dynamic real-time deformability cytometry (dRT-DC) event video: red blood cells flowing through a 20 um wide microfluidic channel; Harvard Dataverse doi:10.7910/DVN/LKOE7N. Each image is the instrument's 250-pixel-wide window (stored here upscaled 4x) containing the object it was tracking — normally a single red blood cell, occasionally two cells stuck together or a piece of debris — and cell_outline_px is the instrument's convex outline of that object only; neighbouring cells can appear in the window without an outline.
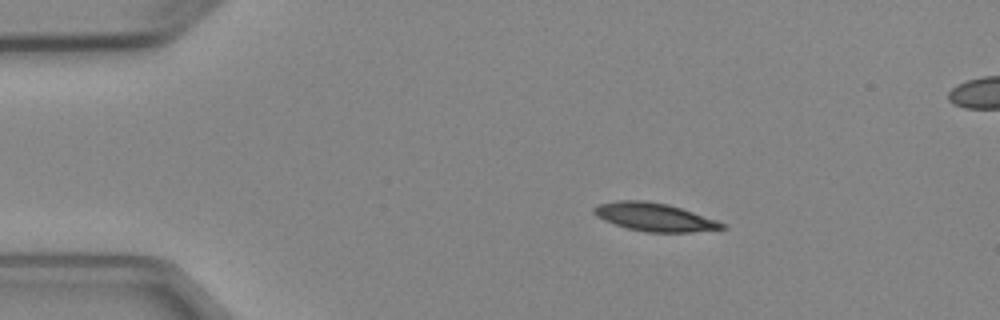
{"species": "Egyptian fruit bat (a non-hibernating species)", "species_latin": "Rousettus aegyptiacus", "temperature_condition": "cold", "stored_images_in_passage": 4, "segment_of_instrument_passage": [1, 2], "camera_frame_rate_fps": 3000, "um_per_image_px": 0.085, "animal": {"sex": "female"}, "frame": {"image": 1, "passage_image": 1, "time_ms": 0.0, "image_size_px": [1000, 320], "cell_outline_px": [[728, 228], [692, 232], [648, 232], [628, 228], [604, 220], [596, 216], [592, 212], [592, 208], [600, 204], [616, 200], [644, 200], [668, 204], [728, 224]], "centroid_in_image_um": [55.64, 18.45], "position_along_channel_um": 29.4, "area_um2": 20.92}}